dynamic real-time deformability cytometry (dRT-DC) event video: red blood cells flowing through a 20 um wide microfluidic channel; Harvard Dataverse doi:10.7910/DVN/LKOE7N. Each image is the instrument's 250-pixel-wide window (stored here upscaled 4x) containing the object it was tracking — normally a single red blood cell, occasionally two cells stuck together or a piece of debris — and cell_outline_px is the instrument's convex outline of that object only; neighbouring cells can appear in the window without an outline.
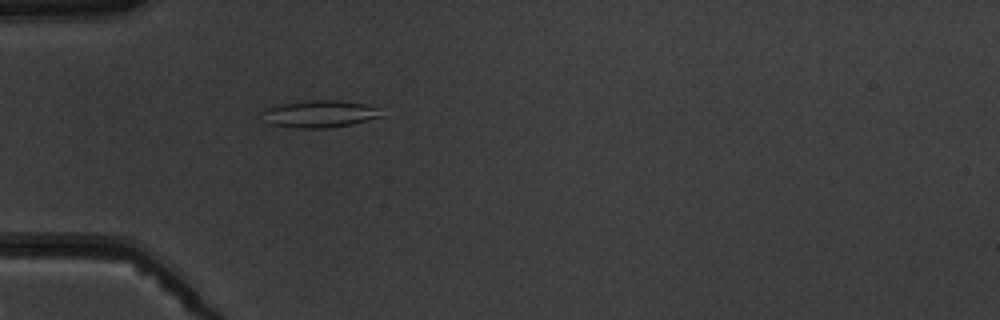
{"species": "common noctule bat (a hibernating species)", "species_latin": "Nyctalus noctula", "temperature_condition": "warm", "stored_images_in_passage": 5, "camera_frame_rate_fps": 3000, "um_per_image_px": 0.085, "animal": {"sex": "male", "body_mass_g": 19.5, "forearm_length_mm": 54.6}, "frame": {"image": 1, "passage_image": 5, "time_ms": 5.333, "image_size_px": [1000, 320], "cell_outline_px": [[384, 116], [352, 124], [328, 128], [296, 128], [268, 124], [260, 112], [264, 108], [280, 104], [312, 100], [340, 100], [364, 104], [376, 108]], "centroid_in_image_um": [27.12, 9.69], "position_along_channel_um": 57.9, "area_um2": 18.9}}